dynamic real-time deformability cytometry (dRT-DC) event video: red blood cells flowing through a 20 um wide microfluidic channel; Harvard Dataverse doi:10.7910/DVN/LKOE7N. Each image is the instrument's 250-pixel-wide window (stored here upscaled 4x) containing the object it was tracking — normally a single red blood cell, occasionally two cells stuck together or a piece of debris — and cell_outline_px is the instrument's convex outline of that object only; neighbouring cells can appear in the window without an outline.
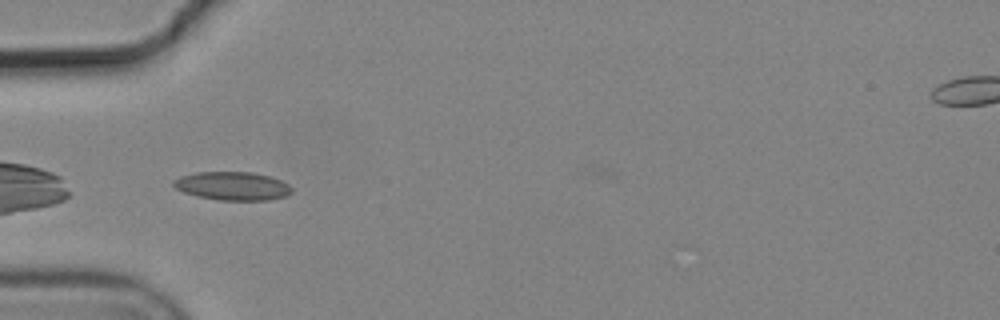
{"species": "common noctule bat (a hibernating species)", "species_latin": "Nyctalus noctula", "temperature_condition": "cold", "stored_images_in_passage": 10, "camera_frame_rate_fps": 3000, "um_per_image_px": 0.085, "animal": {"sex": "male", "body_mass_g": 19.2, "forearm_length_mm": 51.8}, "frame": {"image": 1, "passage_image": 1, "time_ms": 0.0, "image_size_px": [1000, 320], "cell_outline_px": [[292, 192], [284, 196], [268, 200], [220, 200], [196, 196], [184, 192], [176, 188], [172, 184], [172, 180], [180, 176], [196, 172], [252, 172], [268, 176], [280, 180], [288, 184], [292, 188]], "centroid_in_image_um": [19.73, 15.8], "position_along_channel_um": 65.3, "area_um2": 19.54}}
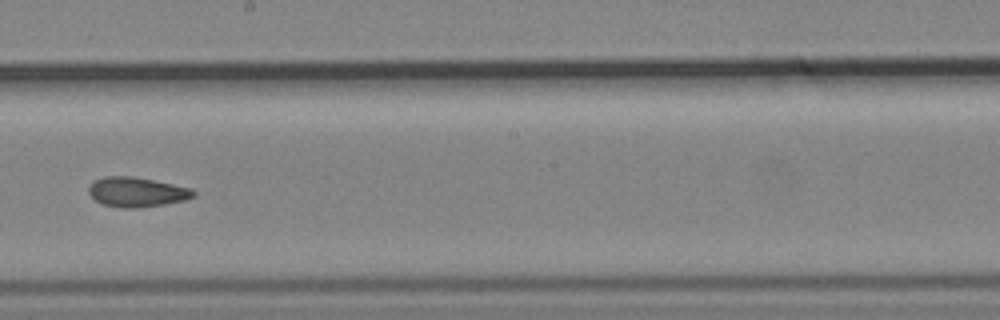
{"frame": {"image": 2, "passage_image": 5, "time_ms": 1.333, "image_size_px": [1000, 320], "cell_outline_px": [[196, 196], [184, 200], [164, 204], [136, 208], [120, 208], [104, 204], [96, 200], [88, 192], [88, 188], [92, 180], [104, 176], [132, 176], [192, 188], [196, 192]], "centroid_in_image_um": [11.61, 16.31], "position_along_channel_um": 236.6, "area_um2": 18.15}}
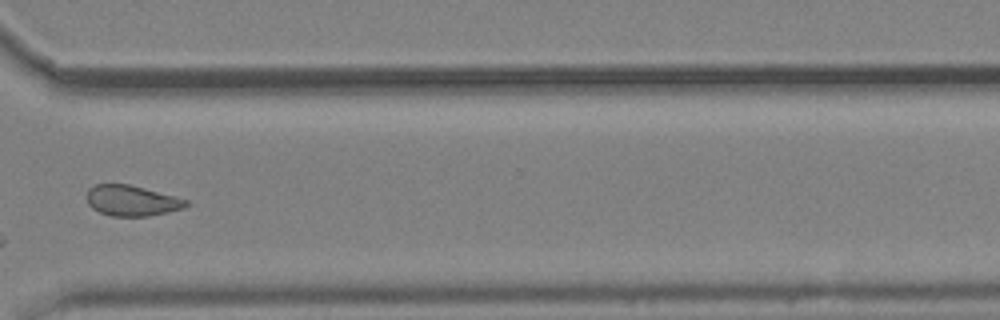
{"frame": {"image": 3, "passage_image": 8, "time_ms": 2.333, "image_size_px": [1000, 320], "cell_outline_px": [[188, 204], [184, 208], [168, 212], [148, 216], [112, 216], [100, 212], [92, 208], [88, 204], [88, 188], [96, 184], [128, 184], [176, 196], [188, 200]], "centroid_in_image_um": [11.21, 17.05], "position_along_channel_um": 359.4, "area_um2": 17.63}}